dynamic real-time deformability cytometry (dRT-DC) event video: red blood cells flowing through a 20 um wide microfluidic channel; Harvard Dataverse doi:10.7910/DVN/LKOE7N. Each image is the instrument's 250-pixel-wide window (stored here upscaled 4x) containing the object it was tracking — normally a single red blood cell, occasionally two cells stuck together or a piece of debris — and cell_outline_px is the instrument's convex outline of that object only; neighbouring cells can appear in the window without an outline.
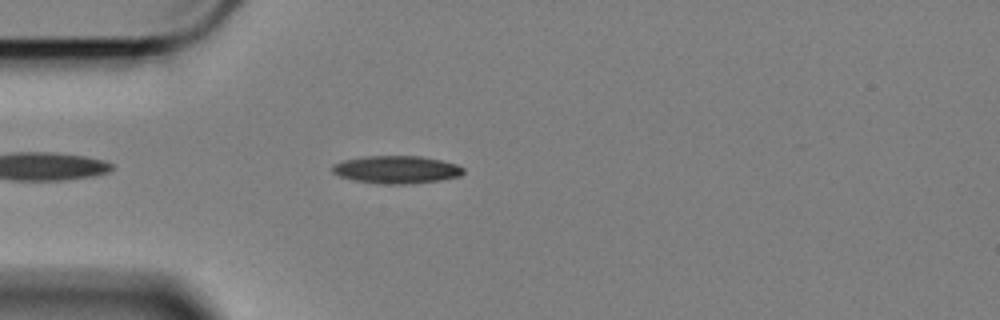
{"species": "Egyptian fruit bat (a non-hibernating species)", "species_latin": "Rousettus aegyptiacus", "temperature_condition": "cold", "stored_images_in_passage": 14, "camera_frame_rate_fps": 3000, "um_per_image_px": 0.085, "animal": {"sex": "female"}, "frame": {"image": 1, "passage_image": 4, "time_ms": 1.0, "image_size_px": [1000, 320], "cell_outline_px": [[464, 172], [460, 176], [440, 180], [412, 184], [376, 184], [352, 180], [340, 176], [332, 172], [332, 164], [344, 160], [368, 156], [420, 156], [440, 160], [456, 164], [464, 168]], "centroid_in_image_um": [33.69, 14.43], "position_along_channel_um": 51.3, "area_um2": 21.27}}
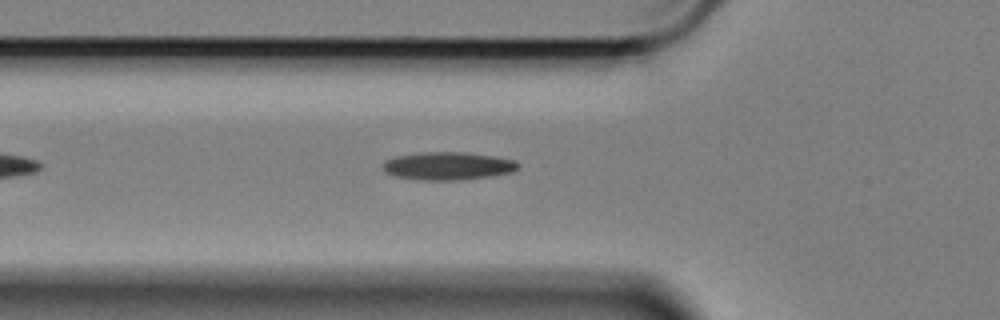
{"frame": {"image": 2, "passage_image": 8, "time_ms": 2.333, "image_size_px": [1000, 320], "cell_outline_px": [[520, 164], [512, 172], [492, 176], [460, 180], [416, 180], [396, 176], [384, 172], [380, 168], [380, 164], [384, 160], [396, 156], [420, 152], [464, 152], [492, 156], [512, 160]], "centroid_in_image_um": [37.97, 14.11], "position_along_channel_um": 87.8, "area_um2": 22.2}}
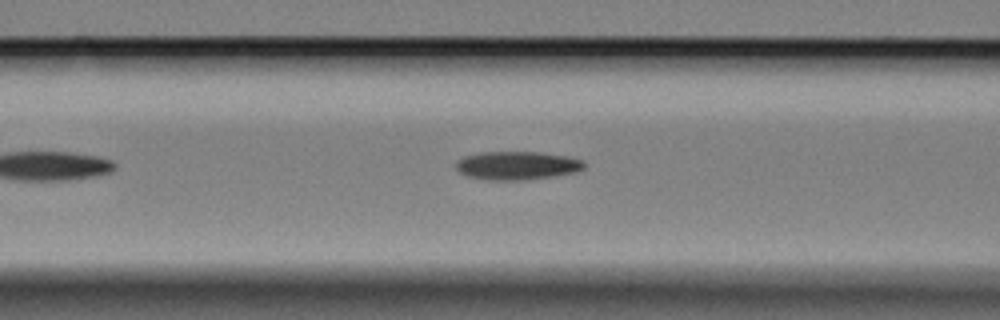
{"frame": {"image": 3, "passage_image": 11, "time_ms": 3.333, "image_size_px": [1000, 320], "cell_outline_px": [[584, 168], [576, 172], [556, 176], [524, 180], [484, 180], [464, 176], [456, 168], [456, 164], [464, 156], [480, 152], [540, 152], [564, 156], [584, 160]], "centroid_in_image_um": [43.94, 14.08], "position_along_channel_um": 122.7, "area_um2": 21.33}}